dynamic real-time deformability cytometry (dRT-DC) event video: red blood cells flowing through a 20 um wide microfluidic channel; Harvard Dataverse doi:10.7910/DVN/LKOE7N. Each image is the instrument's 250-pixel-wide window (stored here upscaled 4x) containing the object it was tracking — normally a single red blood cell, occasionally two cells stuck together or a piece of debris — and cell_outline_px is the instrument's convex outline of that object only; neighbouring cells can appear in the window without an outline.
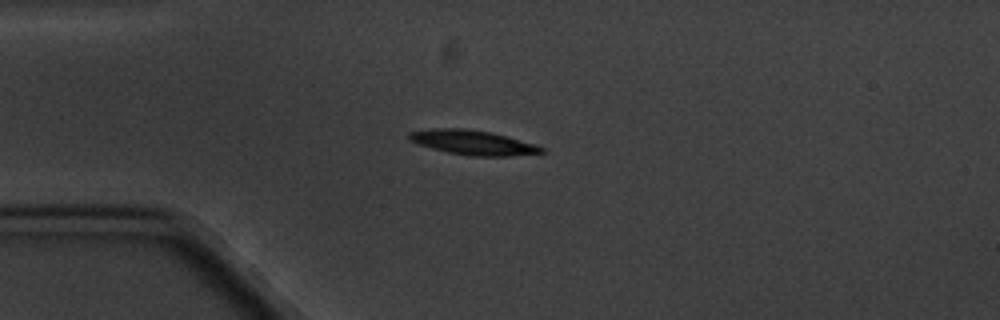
{"species": "common noctule bat (a hibernating species)", "species_latin": "Nyctalus noctula", "temperature_condition": "cold", "stored_images_in_passage": 10, "camera_frame_rate_fps": 3000, "um_per_image_px": 0.085, "animal": {"sex": "male", "body_mass_g": 20.1, "forearm_length_mm": 53.5}, "frame": {"image": 1, "passage_image": 4, "time_ms": 3.333, "image_size_px": [1000, 320], "cell_outline_px": [[544, 152], [508, 156], [468, 156], [448, 152], [416, 144], [408, 140], [408, 132], [432, 128], [464, 128], [492, 132], [508, 136], [536, 144], [544, 148]], "centroid_in_image_um": [40.17, 12.1], "position_along_channel_um": 44.8, "area_um2": 19.13}}